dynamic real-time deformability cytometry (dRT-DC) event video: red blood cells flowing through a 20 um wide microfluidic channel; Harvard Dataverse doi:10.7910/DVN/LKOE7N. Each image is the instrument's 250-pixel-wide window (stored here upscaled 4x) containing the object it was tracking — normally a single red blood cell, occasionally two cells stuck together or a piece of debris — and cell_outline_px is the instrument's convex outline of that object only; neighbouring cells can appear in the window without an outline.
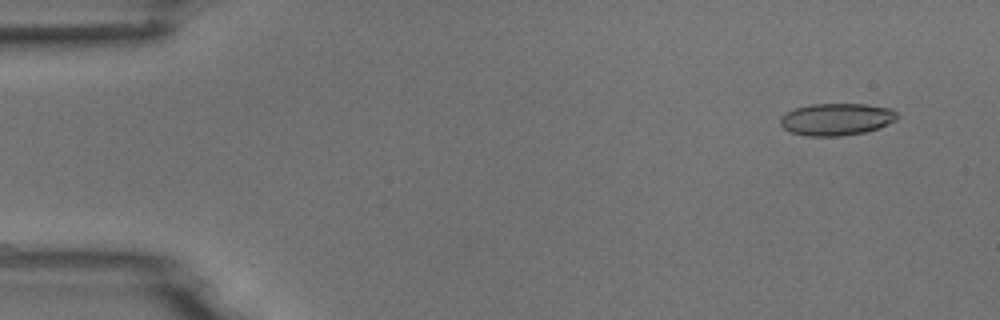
{"species": "common noctule bat (a hibernating species)", "species_latin": "Nyctalus noctula", "temperature_condition": "room temperature", "stored_images_in_passage": 51, "camera_frame_rate_fps": 3000, "um_per_image_px": 0.085, "animal": {"sex": "male", "body_mass_g": 18.8}, "frame": {"image": 1, "passage_image": 2, "time_ms": 0.333, "image_size_px": [1000, 320], "cell_outline_px": [[896, 120], [876, 128], [864, 132], [840, 136], [808, 136], [792, 132], [784, 128], [780, 124], [780, 116], [796, 108], [812, 104], [864, 104], [892, 108], [896, 112]], "centroid_in_image_um": [71.08, 10.13], "position_along_channel_um": 13.9, "area_um2": 21.62}}
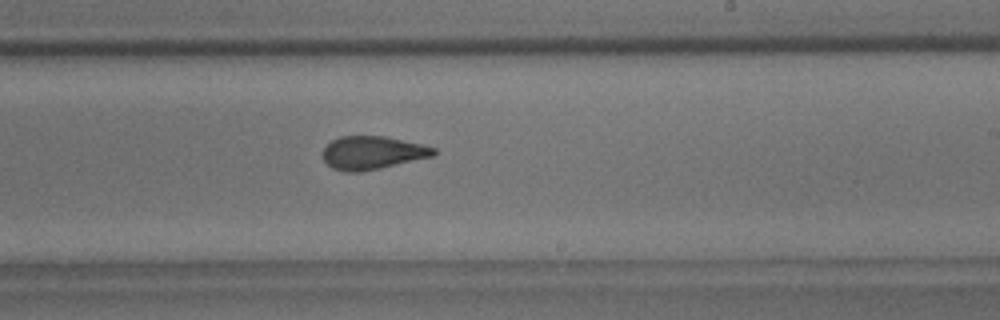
{"frame": {"image": 2, "passage_image": 30, "time_ms": 9.667, "image_size_px": [1000, 320], "cell_outline_px": [[436, 152], [432, 156], [380, 168], [360, 172], [344, 172], [332, 168], [324, 160], [324, 148], [332, 140], [340, 136], [384, 136], [420, 144], [436, 148]], "centroid_in_image_um": [31.63, 12.99], "position_along_channel_um": 257.4, "area_um2": 21.15}}
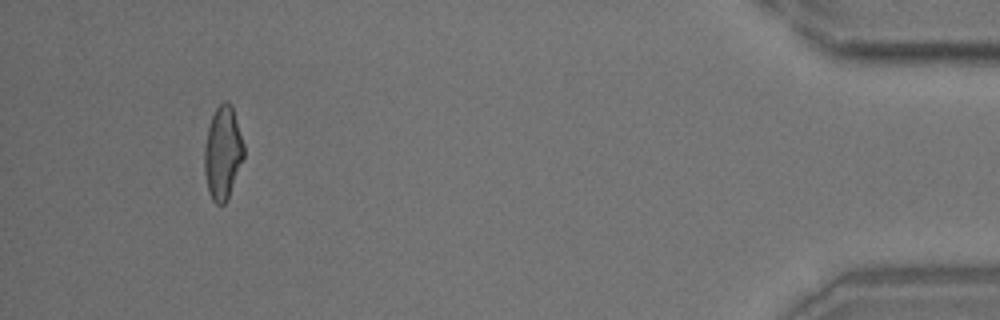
{"frame": {"image": 3, "passage_image": 48, "time_ms": 15.667, "image_size_px": [1000, 320], "cell_outline_px": [[244, 156], [228, 196], [224, 204], [216, 204], [212, 200], [208, 192], [204, 172], [204, 148], [208, 128], [212, 116], [216, 108], [224, 100], [228, 100], [232, 104], [244, 144]], "centroid_in_image_um": [18.92, 12.96], "position_along_channel_um": 416.3, "area_um2": 21.33}, "authors_computed_cell_mechanics": {"area_um2": 21.7328, "velocity_mm_per_s": 3.7834, "shape_relaxation_time_tau1_ms": 7.5764, "shape_relaxation_time_tau2_ms": 1.6725, "deformation_change_tau1": 0.1855, "deformation_change_tau2": 0.0862}}